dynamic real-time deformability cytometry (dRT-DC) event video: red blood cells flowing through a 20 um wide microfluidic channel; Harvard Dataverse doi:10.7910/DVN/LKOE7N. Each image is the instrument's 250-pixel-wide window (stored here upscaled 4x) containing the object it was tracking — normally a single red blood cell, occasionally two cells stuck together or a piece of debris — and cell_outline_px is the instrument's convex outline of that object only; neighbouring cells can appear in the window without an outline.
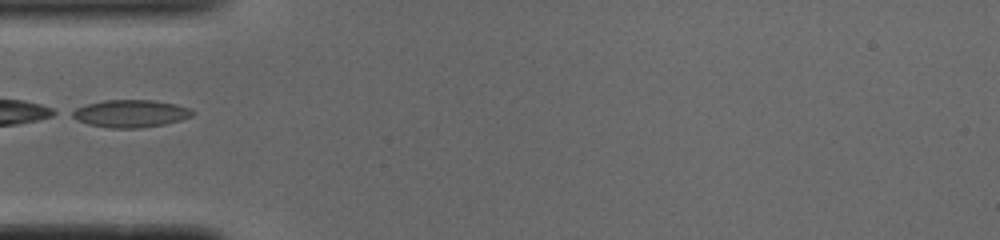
{"species": "common noctule bat (a hibernating species)", "species_latin": "Nyctalus noctula", "temperature_condition": "cold", "stored_images_in_passage": 6, "camera_frame_rate_fps": 3000, "um_per_image_px": 0.085, "animal": {"sex": "male", "body_mass_g": 19.0, "forearm_length_mm": 50.8}, "frame": {"image": 1, "passage_image": 1, "time_ms": 0.0, "image_size_px": [1000, 240], "cell_outline_px": [[196, 112], [192, 116], [180, 120], [164, 124], [136, 128], [108, 128], [88, 124], [76, 120], [68, 116], [68, 112], [76, 108], [88, 104], [104, 100], [152, 100], [176, 104], [188, 108]], "centroid_in_image_um": [11.04, 9.65], "position_along_channel_um": 74.0, "area_um2": 19.36}}